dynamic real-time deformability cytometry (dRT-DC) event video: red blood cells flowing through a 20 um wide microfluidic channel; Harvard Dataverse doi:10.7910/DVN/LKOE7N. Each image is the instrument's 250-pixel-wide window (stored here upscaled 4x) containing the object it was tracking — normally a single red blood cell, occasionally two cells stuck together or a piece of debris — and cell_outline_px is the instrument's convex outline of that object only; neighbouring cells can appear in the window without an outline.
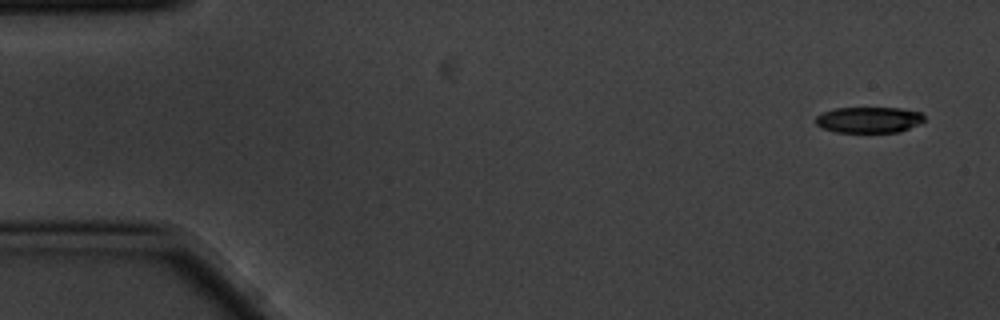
{"species": "common noctule bat (a hibernating species)", "species_latin": "Nyctalus noctula", "temperature_condition": "cold", "stored_images_in_passage": 4, "camera_frame_rate_fps": 3000, "um_per_image_px": 0.085, "animal": {"sex": "male", "body_mass_g": 20.1, "forearm_length_mm": 53.5}, "frame": {"image": 1, "passage_image": 1, "time_ms": 0.0, "image_size_px": [1000, 320], "cell_outline_px": [[924, 120], [900, 132], [836, 132], [820, 128], [816, 124], [816, 116], [820, 112], [836, 108], [900, 108], [920, 112], [924, 116]], "centroid_in_image_um": [73.79, 10.18], "position_along_channel_um": 11.2, "area_um2": 16.42}}
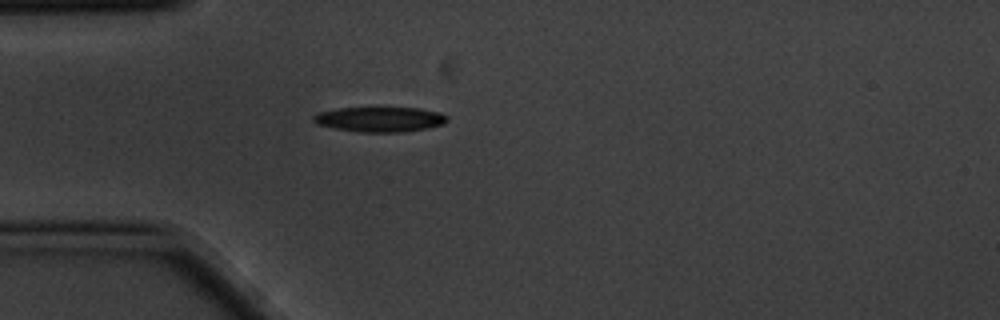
{"frame": {"image": 2, "passage_image": 4, "time_ms": 1.0, "image_size_px": [1000, 320], "cell_outline_px": [[448, 120], [444, 124], [428, 128], [404, 132], [360, 132], [336, 128], [316, 124], [312, 120], [312, 116], [316, 112], [336, 108], [420, 108], [440, 112], [448, 116]], "centroid_in_image_um": [32.29, 10.14], "position_along_channel_um": 52.7, "area_um2": 19.65}}